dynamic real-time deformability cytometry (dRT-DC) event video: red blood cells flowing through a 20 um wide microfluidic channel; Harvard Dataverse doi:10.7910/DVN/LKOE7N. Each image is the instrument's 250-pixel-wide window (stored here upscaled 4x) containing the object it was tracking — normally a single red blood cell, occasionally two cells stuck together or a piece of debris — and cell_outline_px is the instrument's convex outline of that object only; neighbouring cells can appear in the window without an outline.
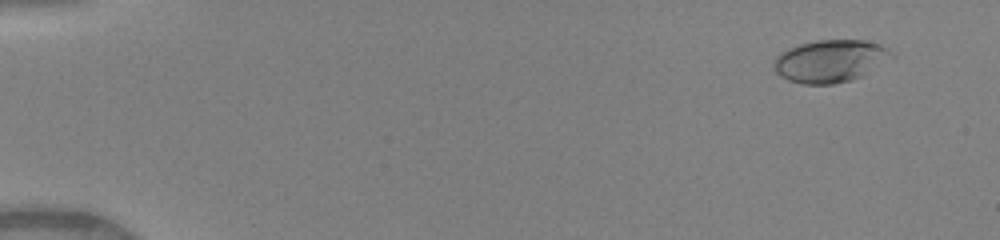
{"species": "human", "species_latin": "Homo sapiens", "temperature_condition": "warm", "stored_images_in_passage": 14, "camera_frame_rate_fps": 3000, "um_per_image_px": 0.085, "donor": {"sex": "female"}, "frame": {"image": 1, "passage_image": 4, "time_ms": 1.0, "image_size_px": [1000, 240], "cell_outline_px": [[896, 56], [864, 76], [852, 80], [832, 84], [804, 84], [788, 80], [776, 72], [776, 56], [780, 52], [788, 48], [800, 44], [816, 40], [864, 40], [880, 44], [888, 48]], "centroid_in_image_um": [70.64, 5.18], "position_along_channel_um": 14.4, "area_um2": 29.25}}
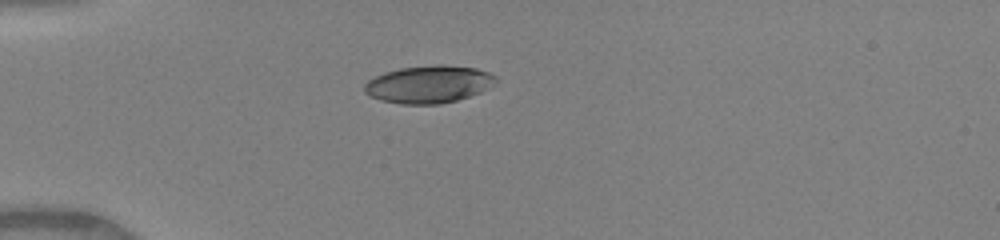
{"frame": {"image": 2, "passage_image": 10, "time_ms": 3.0, "image_size_px": [1000, 240], "cell_outline_px": [[496, 80], [488, 88], [480, 92], [456, 100], [440, 104], [400, 104], [380, 100], [364, 92], [364, 84], [368, 80], [384, 72], [400, 68], [436, 64], [440, 64], [476, 68], [488, 72], [496, 76]], "centroid_in_image_um": [36.42, 7.16], "position_along_channel_um": 48.6, "area_um2": 28.61}}
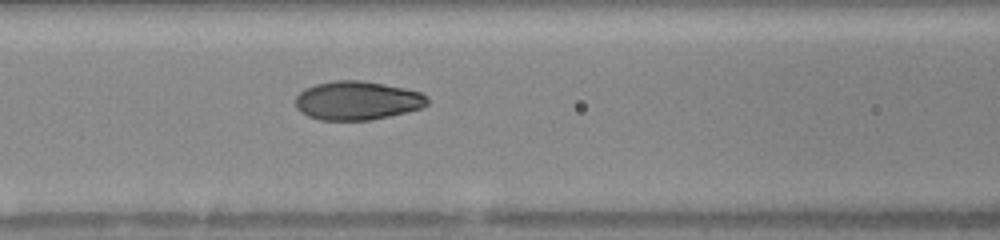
{"frame": {"image": 3, "passage_image": 14, "time_ms": 4.333, "image_size_px": [1000, 240], "cell_outline_px": [[428, 104], [420, 108], [372, 120], [320, 120], [308, 116], [300, 112], [296, 108], [296, 96], [304, 88], [316, 84], [336, 80], [364, 80], [404, 88], [420, 92], [428, 96]], "centroid_in_image_um": [30.34, 8.54], "position_along_channel_um": 136.3, "area_um2": 29.82}}